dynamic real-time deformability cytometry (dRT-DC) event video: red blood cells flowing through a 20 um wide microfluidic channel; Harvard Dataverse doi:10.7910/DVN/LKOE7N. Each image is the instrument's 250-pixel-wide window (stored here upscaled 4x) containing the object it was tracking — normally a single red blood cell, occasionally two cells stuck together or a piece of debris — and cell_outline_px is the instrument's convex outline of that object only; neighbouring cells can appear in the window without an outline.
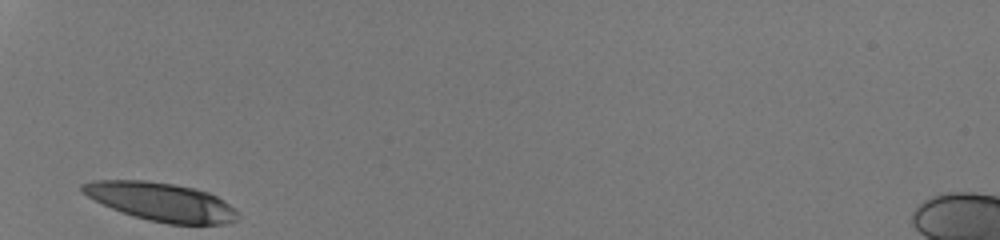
{"species": "human", "species_latin": "Homo sapiens", "temperature_condition": "room temperature", "stored_images_in_passage": 26, "camera_frame_rate_fps": 3000, "um_per_image_px": 0.085, "donor": {"sex": "male"}, "frame": {"image": 1, "passage_image": 1, "time_ms": 0.0, "image_size_px": [1000, 240], "cell_outline_px": [[240, 216], [236, 220], [224, 224], [168, 224], [148, 220], [112, 208], [80, 192], [80, 184], [92, 180], [148, 180], [172, 184], [192, 188], [208, 192], [216, 196], [240, 212]], "centroid_in_image_um": [13.7, 17.15], "position_along_channel_um": 71.3, "area_um2": 34.56}}
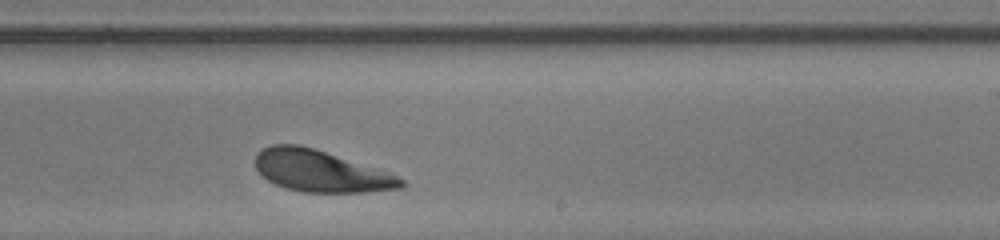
{"frame": {"image": 2, "passage_image": 16, "time_ms": 5.0, "image_size_px": [1000, 240], "cell_outline_px": [[404, 184], [400, 188], [364, 192], [300, 192], [276, 184], [268, 180], [256, 168], [256, 152], [272, 144], [300, 144], [388, 172], [404, 180]], "centroid_in_image_um": [27.22, 14.54], "position_along_channel_um": 261.8, "area_um2": 34.74}}
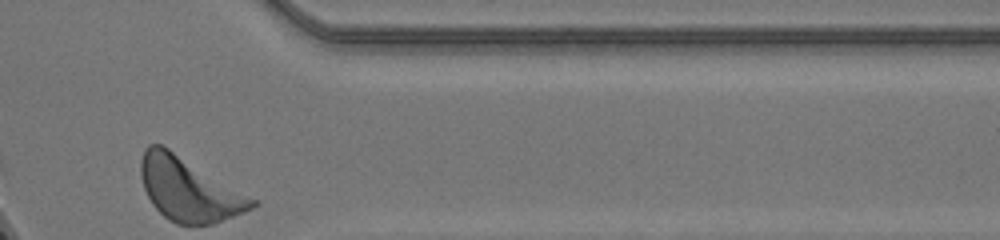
{"frame": {"image": 3, "passage_image": 26, "time_ms": 8.333, "image_size_px": [1000, 240], "cell_outline_px": [[260, 204], [244, 212], [212, 224], [176, 224], [168, 220], [152, 204], [144, 188], [140, 176], [140, 160], [144, 148], [148, 144], [160, 144], [168, 148], [260, 200]], "centroid_in_image_um": [16.08, 16.09], "position_along_channel_um": 395.3, "area_um2": 41.38}, "authors_computed_cell_mechanics": {"area_um2": 35.7493, "velocity_mm_per_s": 4.0972, "shape_relaxation_time_tau1_ms": 1.3295, "shape_relaxation_time_tau2_ms": null, "deformation_change_tau1": 0.1221, "deformation_change_tau2": null}}